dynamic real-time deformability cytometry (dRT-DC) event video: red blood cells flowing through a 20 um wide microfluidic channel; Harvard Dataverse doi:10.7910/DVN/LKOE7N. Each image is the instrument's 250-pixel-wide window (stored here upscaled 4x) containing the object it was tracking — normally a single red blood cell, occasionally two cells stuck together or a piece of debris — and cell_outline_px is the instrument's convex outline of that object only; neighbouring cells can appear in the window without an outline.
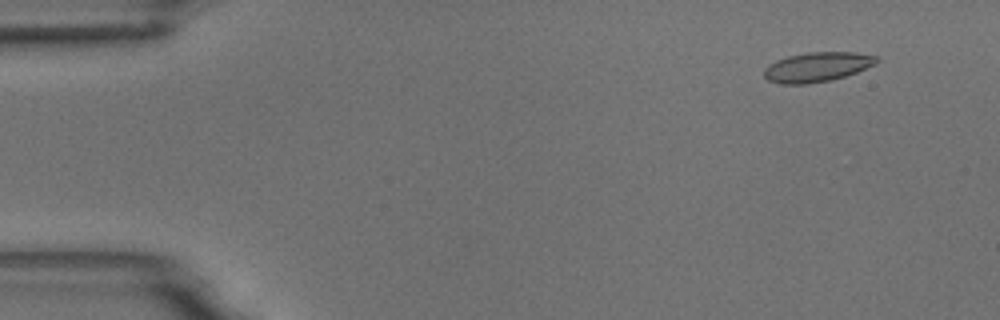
{"species": "common noctule bat (a hibernating species)", "species_latin": "Nyctalus noctula", "temperature_condition": "room temperature", "stored_images_in_passage": 6, "camera_frame_rate_fps": 3000, "um_per_image_px": 0.085, "animal": {"sex": "male", "body_mass_g": 18.8}, "frame": {"image": 1, "passage_image": 2, "time_ms": 1.333, "image_size_px": [1000, 320], "cell_outline_px": [[880, 60], [876, 64], [856, 72], [832, 80], [808, 84], [780, 84], [768, 80], [764, 76], [764, 68], [768, 64], [776, 60], [788, 56], [808, 52], [856, 52], [880, 56]], "centroid_in_image_um": [69.47, 5.69], "position_along_channel_um": 15.5, "area_um2": 19.65}}
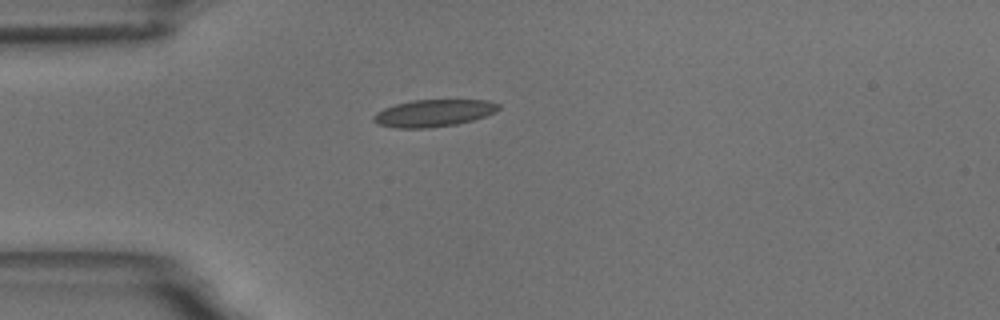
{"frame": {"image": 2, "passage_image": 5, "time_ms": 4.667, "image_size_px": [1000, 320], "cell_outline_px": [[500, 108], [496, 112], [472, 120], [456, 124], [428, 128], [396, 128], [376, 124], [372, 120], [372, 116], [376, 112], [384, 108], [396, 104], [412, 100], [488, 100], [500, 104]], "centroid_in_image_um": [36.83, 9.61], "position_along_channel_um": 48.2, "area_um2": 19.83}}